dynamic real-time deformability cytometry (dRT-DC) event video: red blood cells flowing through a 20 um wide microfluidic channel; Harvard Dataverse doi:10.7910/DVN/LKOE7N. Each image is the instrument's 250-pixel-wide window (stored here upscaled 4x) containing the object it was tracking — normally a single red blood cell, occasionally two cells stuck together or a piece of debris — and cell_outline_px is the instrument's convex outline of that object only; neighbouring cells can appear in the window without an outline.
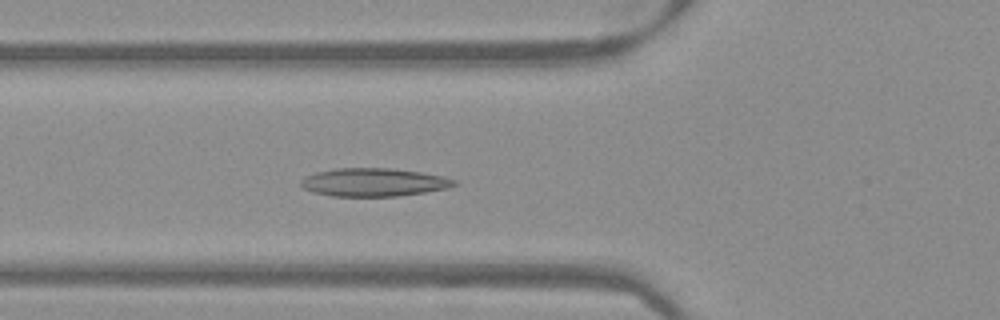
{"species": "Egyptian fruit bat (a non-hibernating species)", "species_latin": "Rousettus aegyptiacus", "temperature_condition": "warm", "stored_images_in_passage": 52, "camera_frame_rate_fps": 3000, "um_per_image_px": 0.085, "frame": {"image": 1, "passage_image": 19, "time_ms": 6.0, "image_size_px": [1000, 320], "cell_outline_px": [[460, 180], [456, 184], [448, 188], [424, 192], [396, 196], [332, 196], [312, 192], [304, 188], [300, 184], [300, 180], [304, 176], [316, 172], [336, 168], [388, 168], [420, 172], [444, 176]], "centroid_in_image_um": [31.77, 15.49], "position_along_channel_um": 94.0, "area_um2": 25.26}}
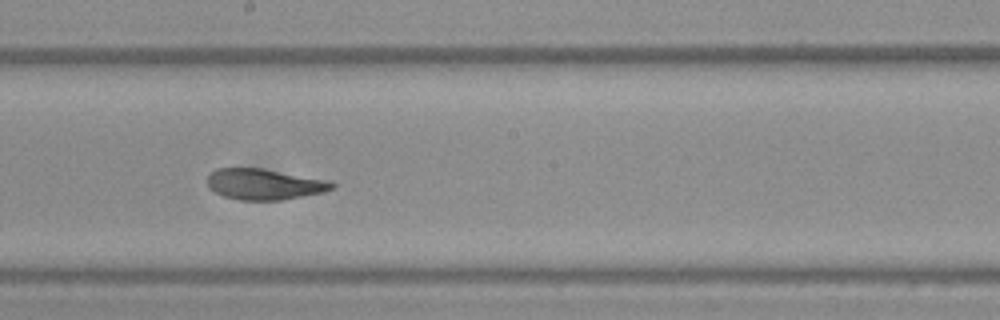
{"frame": {"image": 2, "passage_image": 29, "time_ms": 9.333, "image_size_px": [1000, 320], "cell_outline_px": [[336, 184], [332, 188], [324, 192], [280, 200], [240, 200], [224, 196], [208, 188], [208, 176], [216, 168], [260, 168], [332, 180]], "centroid_in_image_um": [22.49, 15.65], "position_along_channel_um": 225.7, "area_um2": 22.43}}
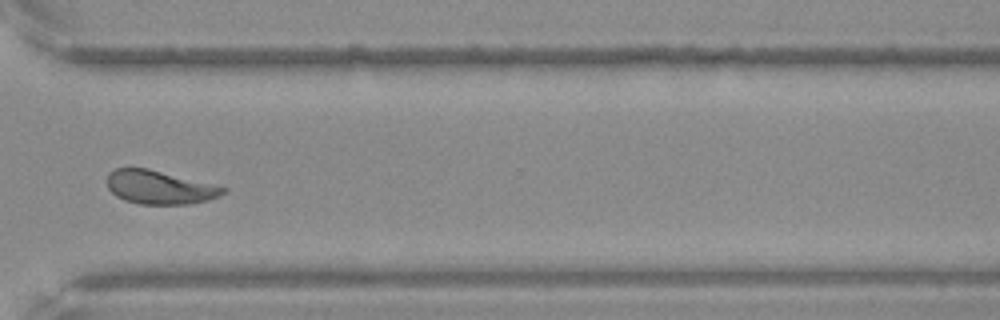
{"frame": {"image": 3, "passage_image": 39, "time_ms": 12.667, "image_size_px": [1000, 320], "cell_outline_px": [[228, 188], [220, 196], [208, 200], [188, 204], [140, 204], [124, 200], [116, 196], [108, 188], [108, 172], [116, 168], [148, 168]], "centroid_in_image_um": [13.55, 15.92], "position_along_channel_um": 357.1, "area_um2": 22.54}}